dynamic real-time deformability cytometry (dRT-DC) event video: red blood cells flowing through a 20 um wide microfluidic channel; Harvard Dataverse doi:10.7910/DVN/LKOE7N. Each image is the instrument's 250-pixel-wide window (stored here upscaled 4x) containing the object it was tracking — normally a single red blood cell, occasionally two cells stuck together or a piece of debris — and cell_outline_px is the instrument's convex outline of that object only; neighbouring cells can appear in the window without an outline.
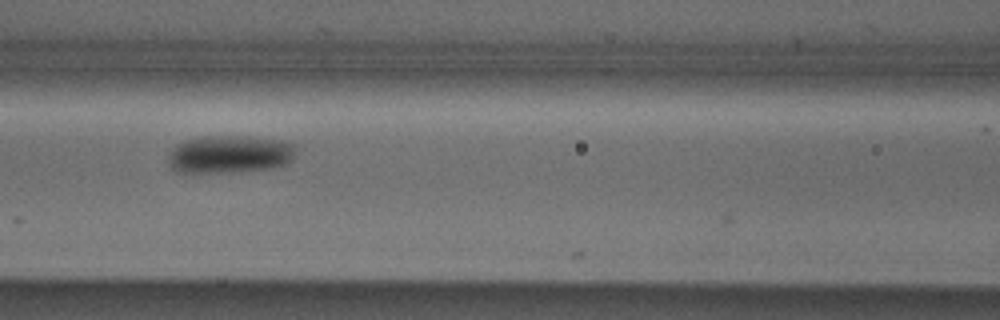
{"species": "Egyptian fruit bat (a non-hibernating species)", "species_latin": "Rousettus aegyptiacus", "temperature_condition": "cold", "stored_images_in_passage": 7, "camera_frame_rate_fps": 3000, "um_per_image_px": 0.085, "animal": {"sex": "male"}, "frame": {"image": 1, "passage_image": 5, "time_ms": 1.333, "image_size_px": [1000, 320], "cell_outline_px": [[296, 156], [288, 164], [268, 168], [224, 172], [176, 172], [168, 164], [168, 152], [176, 144], [184, 140], [204, 136], [248, 136], [284, 140], [296, 144]], "centroid_in_image_um": [19.54, 13.09], "position_along_channel_um": 147.1, "area_um2": 28.5}}